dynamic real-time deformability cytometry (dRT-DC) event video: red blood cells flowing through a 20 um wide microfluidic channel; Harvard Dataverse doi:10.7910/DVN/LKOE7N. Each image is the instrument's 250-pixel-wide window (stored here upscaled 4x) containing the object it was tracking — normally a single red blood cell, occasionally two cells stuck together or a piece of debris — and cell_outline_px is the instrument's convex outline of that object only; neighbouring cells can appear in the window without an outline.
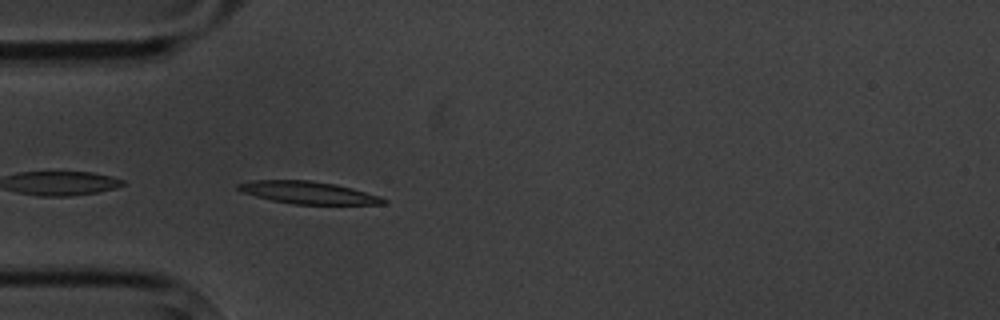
{"species": "common noctule bat (a hibernating species)", "species_latin": "Nyctalus noctula", "temperature_condition": "cold", "stored_images_in_passage": 4, "camera_frame_rate_fps": 3000, "um_per_image_px": 0.085, "animal": {"sex": "male", "body_mass_g": 20.1, "forearm_length_mm": 53.5}, "frame": {"image": 1, "passage_image": 4, "time_ms": 3.333, "image_size_px": [1000, 320], "cell_outline_px": [[388, 204], [292, 204], [272, 200], [240, 192], [236, 188], [236, 184], [252, 180], [308, 180], [336, 184], [352, 188], [380, 196], [388, 200]], "centroid_in_image_um": [26.19, 16.37], "position_along_channel_um": 58.8, "area_um2": 19.02}}